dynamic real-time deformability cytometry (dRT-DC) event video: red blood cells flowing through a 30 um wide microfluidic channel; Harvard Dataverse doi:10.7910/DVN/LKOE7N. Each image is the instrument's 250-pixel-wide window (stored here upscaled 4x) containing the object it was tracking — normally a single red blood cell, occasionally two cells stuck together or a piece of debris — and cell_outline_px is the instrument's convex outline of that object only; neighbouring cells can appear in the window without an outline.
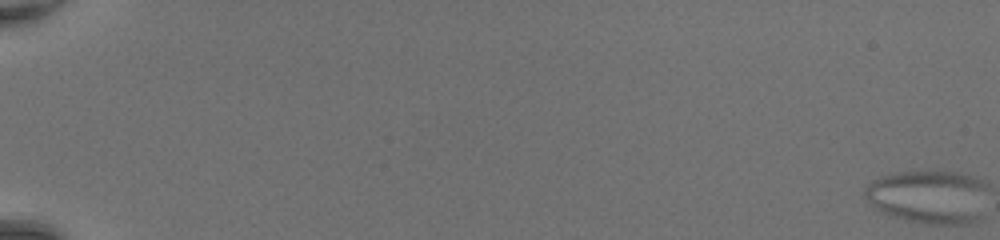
{"species": "common noctule bat (a hibernating species)", "species_latin": "Nyctalus noctula", "temperature_condition": "room temperature", "stored_images_in_passage": 54, "camera_frame_rate_fps": 3000, "um_per_image_px": 0.085, "animal": {"sex": "female", "body_mass_g": 20.0, "forearm_length_mm": 54.0}, "frame": {"image": 1, "passage_image": 1, "time_ms": 0.0, "image_size_px": [1000, 240], "cell_outline_px": [[984, 184], [976, 220], [964, 224], [932, 224], [912, 220], [896, 216], [872, 204], [868, 200], [864, 192], [864, 188], [868, 184], [884, 176], [900, 172], [952, 172], [968, 176]], "centroid_in_image_um": [78.86, 16.72], "position_along_channel_um": 6.1, "area_um2": 36.07}}
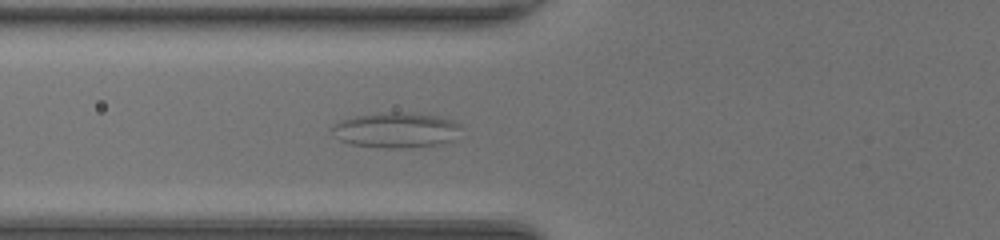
{"frame": {"image": 2, "passage_image": 24, "time_ms": 7.667, "image_size_px": [1000, 240], "cell_outline_px": [[460, 124], [448, 140], [444, 144], [400, 148], [388, 148], [352, 144], [340, 140], [332, 128], [332, 124], [356, 116], [380, 112], [412, 112], [440, 116], [452, 120]], "centroid_in_image_um": [33.63, 11.04], "position_along_channel_um": 92.2, "area_um2": 26.01}}
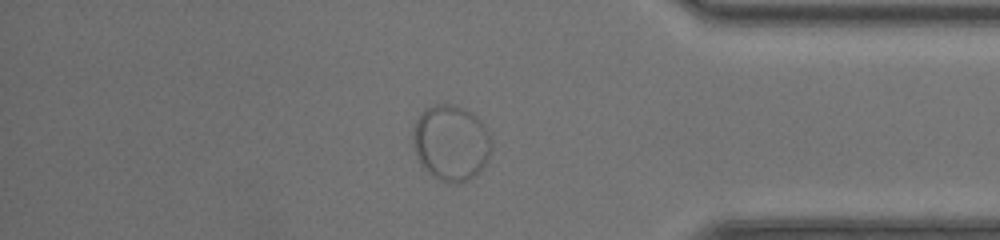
{"frame": {"image": 3, "passage_image": 47, "time_ms": 15.333, "image_size_px": [1000, 240], "cell_outline_px": [[492, 148], [488, 160], [480, 172], [468, 180], [460, 184], [440, 180], [420, 164], [416, 152], [412, 136], [416, 120], [432, 104], [456, 104], [472, 112], [480, 120], [492, 144]], "centroid_in_image_um": [38.36, 12.14], "position_along_channel_um": 396.8, "area_um2": 34.39}}